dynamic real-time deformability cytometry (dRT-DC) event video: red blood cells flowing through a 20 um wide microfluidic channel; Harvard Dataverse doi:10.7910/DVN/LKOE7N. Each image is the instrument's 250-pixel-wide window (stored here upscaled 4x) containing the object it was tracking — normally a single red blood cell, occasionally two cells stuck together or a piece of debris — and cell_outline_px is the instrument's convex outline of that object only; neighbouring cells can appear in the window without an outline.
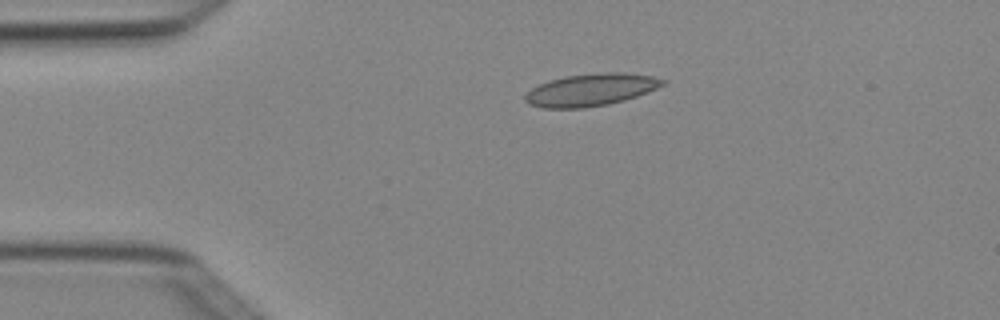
{"species": "Egyptian fruit bat (a non-hibernating species)", "species_latin": "Rousettus aegyptiacus", "temperature_condition": "cold", "stored_images_in_passage": 4, "camera_frame_rate_fps": 3000, "um_per_image_px": 0.085, "animal": {"sex": "female"}, "frame": {"image": 1, "passage_image": 3, "time_ms": 0.667, "image_size_px": [1000, 320], "cell_outline_px": [[668, 80], [664, 84], [656, 88], [636, 96], [624, 100], [608, 104], [584, 108], [544, 108], [528, 104], [524, 100], [524, 96], [532, 88], [548, 80], [564, 76], [600, 72], [624, 72], [652, 76]], "centroid_in_image_um": [50.21, 7.63], "position_along_channel_um": 34.8, "area_um2": 25.95}}